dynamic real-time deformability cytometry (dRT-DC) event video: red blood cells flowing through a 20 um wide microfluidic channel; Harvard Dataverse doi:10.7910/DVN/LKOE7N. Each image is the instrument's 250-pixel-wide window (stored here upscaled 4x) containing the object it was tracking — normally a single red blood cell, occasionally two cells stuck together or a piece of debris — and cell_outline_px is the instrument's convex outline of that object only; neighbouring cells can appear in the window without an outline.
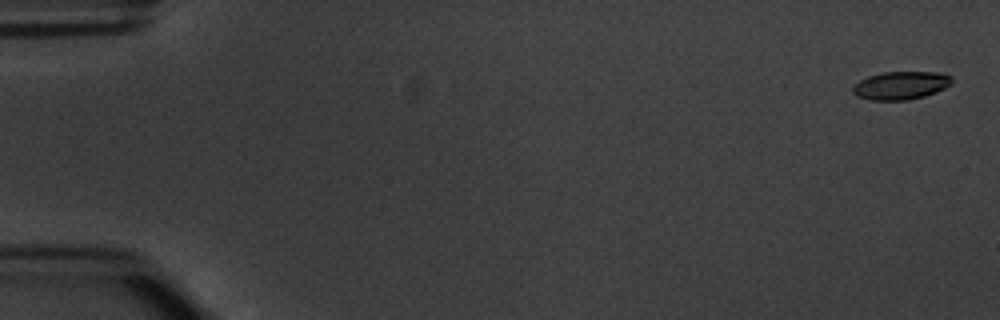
{"species": "common noctule bat (a hibernating species)", "species_latin": "Nyctalus noctula", "temperature_condition": "warm", "stored_images_in_passage": 6, "camera_frame_rate_fps": 3000, "um_per_image_px": 0.085, "animal": {"sex": "male", "body_mass_g": 20.1, "forearm_length_mm": 53.5}, "frame": {"image": 1, "passage_image": 1, "time_ms": 0.0, "image_size_px": [1000, 320], "cell_outline_px": [[952, 84], [936, 92], [924, 96], [908, 100], [872, 100], [856, 96], [852, 92], [852, 88], [860, 80], [868, 76], [884, 72], [944, 72], [952, 76]], "centroid_in_image_um": [76.6, 7.25], "position_along_channel_um": 8.4, "area_um2": 16.3}}
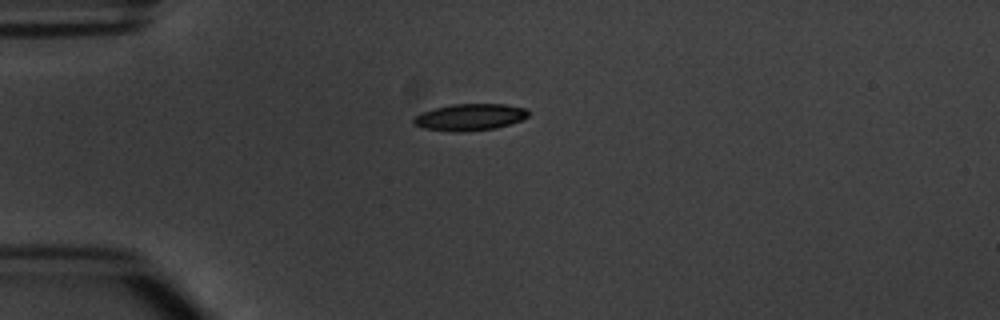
{"frame": {"image": 2, "passage_image": 4, "time_ms": 4.333, "image_size_px": [1000, 320], "cell_outline_px": [[532, 112], [528, 116], [520, 120], [496, 128], [460, 132], [452, 132], [424, 128], [412, 124], [412, 120], [420, 112], [452, 104], [504, 104], [524, 108]], "centroid_in_image_um": [39.92, 9.96], "position_along_channel_um": 45.1, "area_um2": 17.86}}